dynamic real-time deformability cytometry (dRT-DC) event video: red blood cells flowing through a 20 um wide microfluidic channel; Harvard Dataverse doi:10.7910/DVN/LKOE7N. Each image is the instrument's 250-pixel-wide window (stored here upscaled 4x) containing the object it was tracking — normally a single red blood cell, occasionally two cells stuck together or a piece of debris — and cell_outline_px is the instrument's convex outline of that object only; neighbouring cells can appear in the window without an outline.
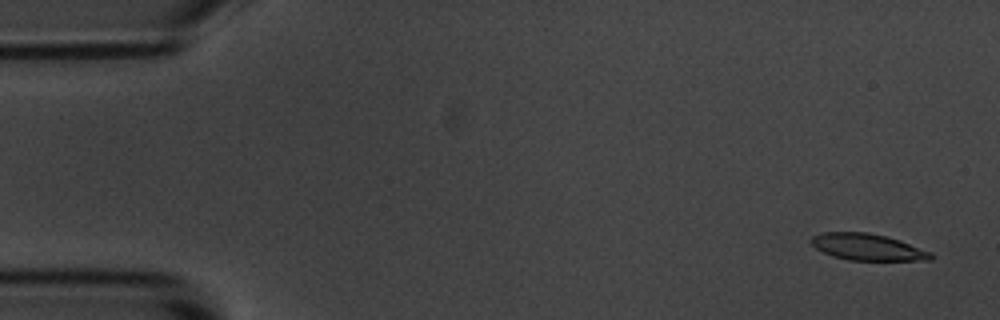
{"species": "common noctule bat (a hibernating species)", "species_latin": "Nyctalus noctula", "temperature_condition": "room temperature", "stored_images_in_passage": 4, "camera_frame_rate_fps": 3000, "um_per_image_px": 0.085, "animal": {"sex": "male", "body_mass_g": 20.1, "forearm_length_mm": 53.5}, "frame": {"image": 1, "passage_image": 1, "time_ms": 0.0, "image_size_px": [1000, 320], "cell_outline_px": [[932, 260], [848, 260], [832, 256], [816, 248], [808, 240], [812, 236], [820, 232], [868, 232], [900, 240], [932, 252]], "centroid_in_image_um": [73.71, 20.99], "position_along_channel_um": 11.3, "area_um2": 18.55}}